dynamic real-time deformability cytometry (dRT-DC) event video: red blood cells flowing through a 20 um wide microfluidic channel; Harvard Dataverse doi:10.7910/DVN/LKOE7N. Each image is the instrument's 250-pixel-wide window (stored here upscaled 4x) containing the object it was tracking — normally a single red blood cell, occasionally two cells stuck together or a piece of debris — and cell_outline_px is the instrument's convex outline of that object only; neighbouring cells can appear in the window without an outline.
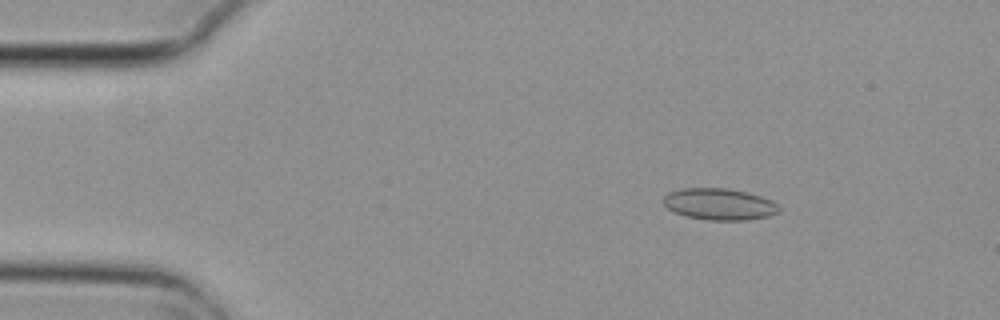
{"species": "common noctule bat (a hibernating species)", "species_latin": "Nyctalus noctula", "temperature_condition": "cold", "stored_images_in_passage": 4, "camera_frame_rate_fps": 3000, "um_per_image_px": 0.085, "animal": {"sex": "female", "body_mass_g": 29.2, "forearm_length_mm": 56.3}, "frame": {"image": 1, "passage_image": 2, "time_ms": 0.333, "image_size_px": [1000, 320], "cell_outline_px": [[780, 212], [768, 216], [748, 220], [708, 220], [684, 216], [672, 212], [664, 204], [664, 196], [668, 192], [680, 188], [728, 188], [748, 192], [772, 200], [780, 208]], "centroid_in_image_um": [61.13, 17.35], "position_along_channel_um": 23.9, "area_um2": 21.5}}